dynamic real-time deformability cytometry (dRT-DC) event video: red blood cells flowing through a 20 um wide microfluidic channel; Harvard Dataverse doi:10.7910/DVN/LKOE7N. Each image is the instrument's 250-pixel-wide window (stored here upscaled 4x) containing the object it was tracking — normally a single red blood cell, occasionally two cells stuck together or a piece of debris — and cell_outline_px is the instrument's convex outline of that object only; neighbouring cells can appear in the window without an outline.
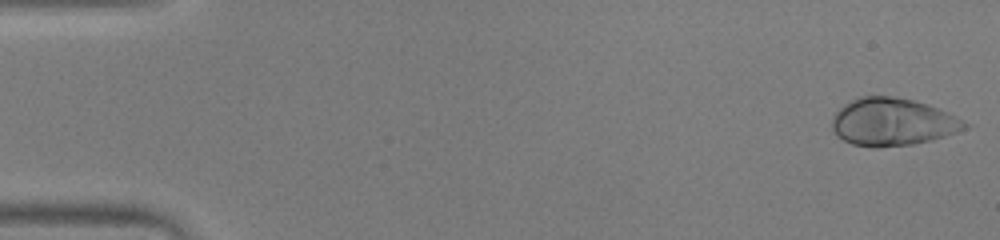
{"species": "human", "species_latin": "Homo sapiens", "temperature_condition": "warm", "stored_images_in_passage": 51, "camera_frame_rate_fps": 3000, "um_per_image_px": 0.085, "donor": {"sex": "male"}, "frame": {"image": 1, "passage_image": 1, "time_ms": 0.0, "image_size_px": [1000, 240], "cell_outline_px": [[968, 124], [964, 128], [944, 136], [912, 144], [876, 148], [852, 144], [836, 136], [832, 128], [832, 116], [840, 108], [852, 100], [860, 96], [892, 96], [912, 100], [928, 104], [948, 112]], "centroid_in_image_um": [75.81, 10.37], "position_along_channel_um": 9.2, "area_um2": 36.41}}
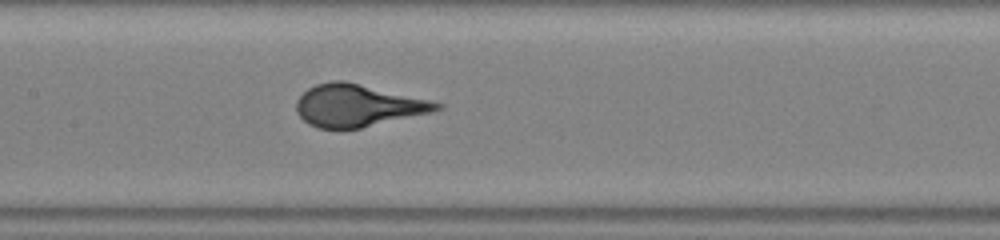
{"frame": {"image": 2, "passage_image": 25, "time_ms": 8.0, "image_size_px": [1000, 240], "cell_outline_px": [[444, 108], [428, 112], [360, 128], [320, 128], [308, 124], [296, 112], [296, 100], [308, 88], [316, 84], [332, 80], [344, 80], [428, 100], [444, 104]], "centroid_in_image_um": [30.34, 8.96], "position_along_channel_um": 177.1, "area_um2": 33.87}}
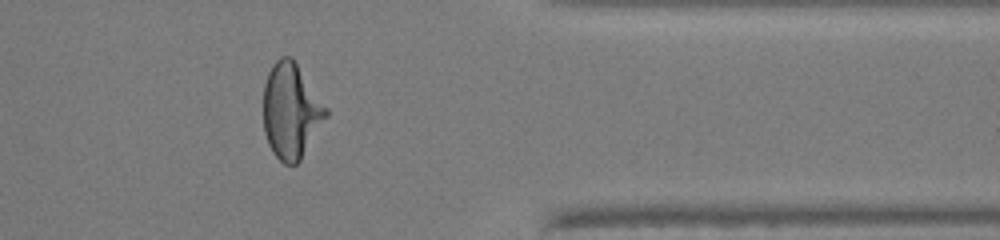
{"frame": {"image": 3, "passage_image": 42, "time_ms": 13.667, "image_size_px": [1000, 240], "cell_outline_px": [[328, 116], [300, 160], [296, 164], [284, 164], [272, 152], [268, 144], [264, 132], [264, 84], [268, 72], [272, 64], [280, 56], [292, 56], [328, 108]], "centroid_in_image_um": [24.74, 9.41], "position_along_channel_um": 386.7, "area_um2": 34.91}}